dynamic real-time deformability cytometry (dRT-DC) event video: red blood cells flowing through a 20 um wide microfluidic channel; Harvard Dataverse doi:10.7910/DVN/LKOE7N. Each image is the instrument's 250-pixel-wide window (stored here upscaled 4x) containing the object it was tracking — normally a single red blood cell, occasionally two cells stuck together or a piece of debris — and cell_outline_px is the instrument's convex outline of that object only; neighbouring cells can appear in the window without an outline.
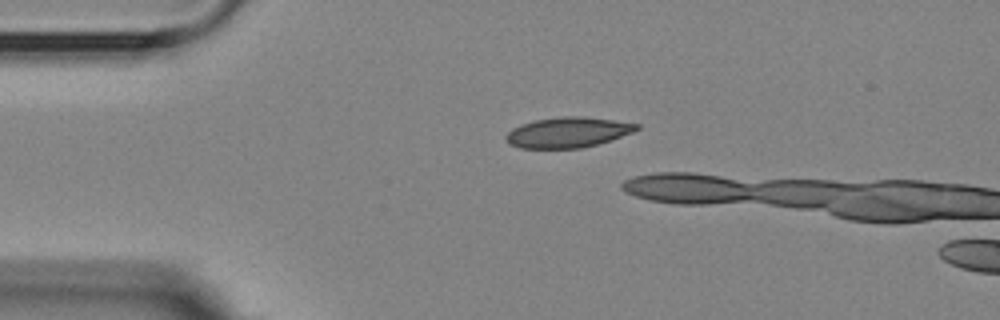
{"species": "Egyptian fruit bat (a non-hibernating species)", "species_latin": "Rousettus aegyptiacus", "temperature_condition": "room temperature", "stored_images_in_passage": 3, "camera_frame_rate_fps": 3000, "um_per_image_px": 0.085, "animal": {"sex": "female"}, "frame": {"image": 1, "passage_image": 1, "time_ms": 0.0, "image_size_px": [1000, 320], "cell_outline_px": [[640, 128], [632, 132], [596, 144], [580, 148], [520, 148], [504, 140], [504, 136], [512, 128], [520, 124], [536, 120], [560, 116], [584, 116], [640, 124]], "centroid_in_image_um": [48.22, 11.24], "position_along_channel_um": 36.8, "area_um2": 22.95}}